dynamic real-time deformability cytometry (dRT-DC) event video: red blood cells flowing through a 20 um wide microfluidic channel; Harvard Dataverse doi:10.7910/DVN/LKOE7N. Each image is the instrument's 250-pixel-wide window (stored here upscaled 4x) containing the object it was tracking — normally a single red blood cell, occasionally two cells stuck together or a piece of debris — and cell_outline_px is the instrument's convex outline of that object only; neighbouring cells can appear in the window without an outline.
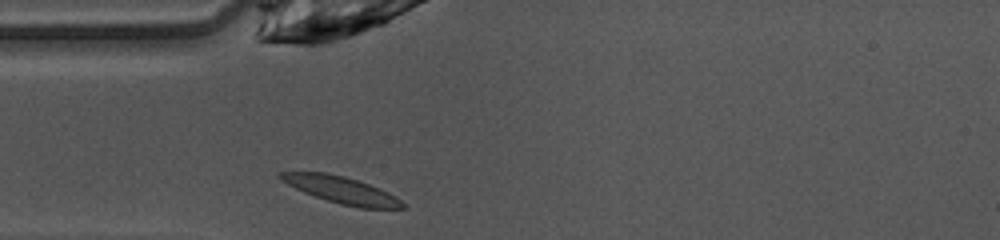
{"species": "common noctule bat (a hibernating species)", "species_latin": "Nyctalus noctula", "temperature_condition": "warm", "stored_images_in_passage": 27, "camera_frame_rate_fps": 3000, "um_per_image_px": 0.085, "animal": {"sex": "female", "body_mass_g": 10.0, "forearm_length_mm": 53.1}, "frame": {"image": 1, "passage_image": 1, "time_ms": 0.0, "image_size_px": [1000, 240], "cell_outline_px": [[404, 208], [360, 208], [340, 204], [304, 192], [280, 180], [276, 176], [280, 172], [324, 172], [344, 176], [380, 188], [396, 196], [404, 204]], "centroid_in_image_um": [29.01, 16.14], "position_along_channel_um": 56.0, "area_um2": 18.84}}
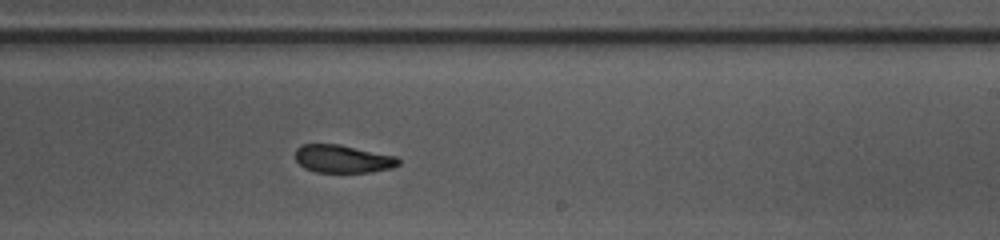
{"frame": {"image": 2, "passage_image": 16, "time_ms": 5.0, "image_size_px": [1000, 240], "cell_outline_px": [[400, 164], [392, 168], [372, 172], [316, 172], [304, 168], [296, 160], [296, 148], [300, 144], [340, 144], [396, 156], [400, 160]], "centroid_in_image_um": [29.14, 13.5], "position_along_channel_um": 259.9, "area_um2": 16.88}}
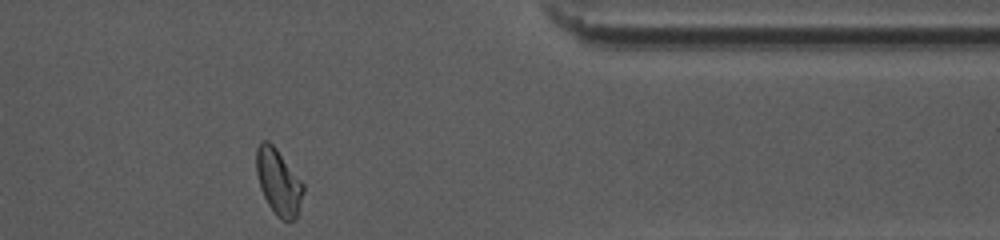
{"frame": {"image": 3, "passage_image": 27, "time_ms": 8.667, "image_size_px": [1000, 240], "cell_outline_px": [[304, 192], [296, 220], [280, 220], [276, 216], [268, 204], [260, 188], [256, 172], [256, 148], [260, 140], [268, 140], [276, 148], [304, 184]], "centroid_in_image_um": [23.66, 15.47], "position_along_channel_um": 387.7, "area_um2": 18.15}, "authors_computed_cell_mechanics": {"area_um2": 17.9758, "velocity_mm_per_s": 4.0949, "shape_relaxation_time_tau1_ms": 3.8824, "shape_relaxation_time_tau2_ms": 1.4753, "deformation_change_tau1": 0.131, "deformation_change_tau2": 0.0577}}